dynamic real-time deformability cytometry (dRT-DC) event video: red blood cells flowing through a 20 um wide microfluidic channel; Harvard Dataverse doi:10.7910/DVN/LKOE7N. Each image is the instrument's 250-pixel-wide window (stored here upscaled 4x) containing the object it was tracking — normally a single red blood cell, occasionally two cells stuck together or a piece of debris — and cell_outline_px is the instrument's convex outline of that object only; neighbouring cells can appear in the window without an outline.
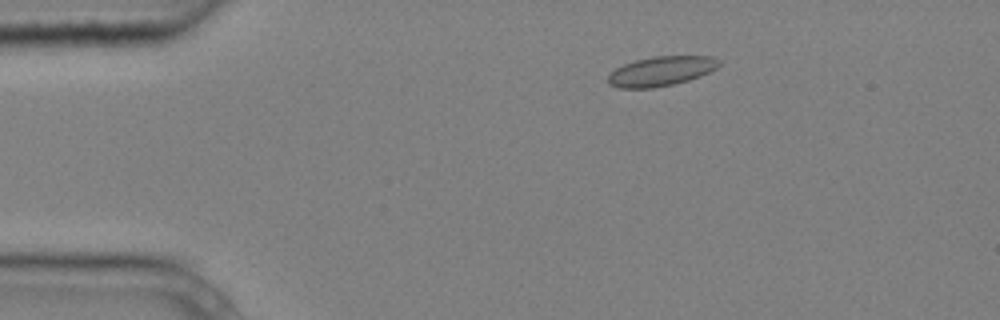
{"species": "common noctule bat (a hibernating species)", "species_latin": "Nyctalus noctula", "temperature_condition": "cold", "stored_images_in_passage": 5, "camera_frame_rate_fps": 3000, "um_per_image_px": 0.085, "animal": {"sex": "male", "body_mass_g": 20.4}, "frame": {"image": 1, "passage_image": 3, "time_ms": 0.667, "image_size_px": [1000, 320], "cell_outline_px": [[720, 64], [716, 68], [700, 76], [688, 80], [672, 84], [652, 88], [620, 88], [608, 84], [608, 76], [616, 68], [624, 64], [636, 60], [652, 56], [712, 56], [720, 60]], "centroid_in_image_um": [56.19, 6.04], "position_along_channel_um": 28.8, "area_um2": 19.02}}
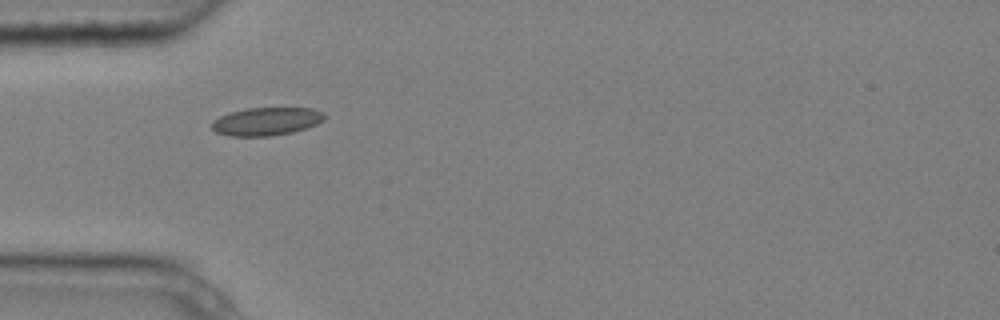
{"frame": {"image": 2, "passage_image": 5, "time_ms": 1.333, "image_size_px": [1000, 320], "cell_outline_px": [[324, 120], [308, 128], [292, 132], [272, 136], [232, 136], [216, 132], [212, 128], [212, 120], [220, 116], [232, 112], [248, 108], [312, 108], [324, 112]], "centroid_in_image_um": [22.66, 10.32], "position_along_channel_um": 62.3, "area_um2": 18.38}}